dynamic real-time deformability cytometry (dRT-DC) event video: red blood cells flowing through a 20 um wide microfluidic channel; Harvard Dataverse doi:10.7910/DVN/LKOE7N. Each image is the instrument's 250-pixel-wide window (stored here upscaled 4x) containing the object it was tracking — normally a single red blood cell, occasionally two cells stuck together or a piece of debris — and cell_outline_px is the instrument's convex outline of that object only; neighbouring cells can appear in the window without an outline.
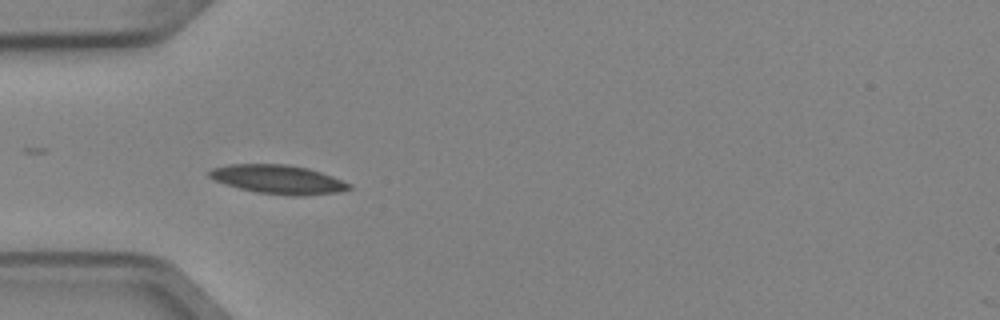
{"species": "Egyptian fruit bat (a non-hibernating species)", "species_latin": "Rousettus aegyptiacus", "temperature_condition": "cold", "stored_images_in_passage": 6, "camera_frame_rate_fps": 3000, "um_per_image_px": 0.085, "animal": {"sex": "female"}, "frame": {"image": 1, "passage_image": 5, "time_ms": 1.333, "image_size_px": [1000, 320], "cell_outline_px": [[352, 188], [340, 192], [304, 196], [292, 196], [256, 192], [224, 184], [212, 180], [208, 176], [208, 172], [212, 168], [228, 164], [284, 164], [308, 168], [332, 176], [352, 184]], "centroid_in_image_um": [23.63, 15.25], "position_along_channel_um": 61.4, "area_um2": 23.7}}
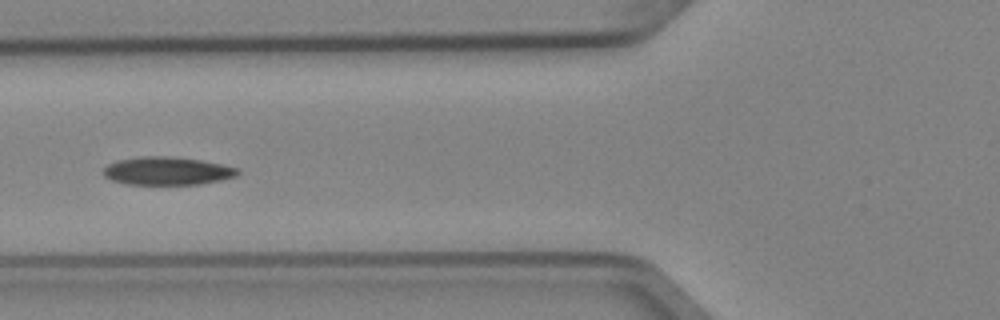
{"frame": {"image": 2, "passage_image": 6, "time_ms": 1.667, "image_size_px": [1000, 320], "cell_outline_px": [[240, 172], [236, 176], [220, 180], [200, 184], [124, 184], [112, 180], [104, 176], [104, 168], [108, 164], [116, 160], [140, 156], [168, 156], [200, 160], [220, 164], [236, 168]], "centroid_in_image_um": [14.17, 14.53], "position_along_channel_um": 111.6, "area_um2": 21.85}}